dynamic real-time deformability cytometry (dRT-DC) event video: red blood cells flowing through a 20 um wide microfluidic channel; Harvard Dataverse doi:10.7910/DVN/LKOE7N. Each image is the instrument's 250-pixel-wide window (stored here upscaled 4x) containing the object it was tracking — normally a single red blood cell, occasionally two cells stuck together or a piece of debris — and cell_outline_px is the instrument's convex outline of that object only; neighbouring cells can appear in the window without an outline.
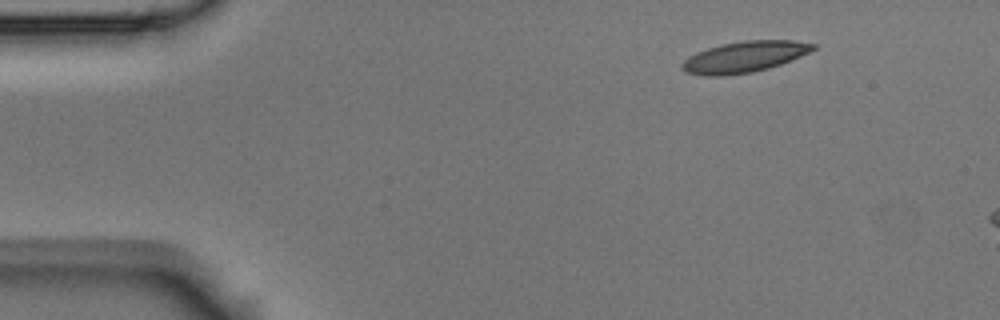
{"species": "Egyptian fruit bat (a non-hibernating species)", "species_latin": "Rousettus aegyptiacus", "temperature_condition": "room temperature", "stored_images_in_passage": 4, "camera_frame_rate_fps": 3000, "um_per_image_px": 0.085, "animal": {"sex": "male"}, "frame": {"image": 1, "passage_image": 1, "time_ms": 0.0, "image_size_px": [1000, 320], "cell_outline_px": [[816, 48], [800, 56], [780, 64], [768, 68], [752, 72], [724, 76], [704, 76], [684, 72], [680, 68], [680, 64], [688, 56], [696, 52], [720, 44], [744, 40], [792, 40], [816, 44]], "centroid_in_image_um": [63.21, 4.84], "position_along_channel_um": 21.8, "area_um2": 23.81}}